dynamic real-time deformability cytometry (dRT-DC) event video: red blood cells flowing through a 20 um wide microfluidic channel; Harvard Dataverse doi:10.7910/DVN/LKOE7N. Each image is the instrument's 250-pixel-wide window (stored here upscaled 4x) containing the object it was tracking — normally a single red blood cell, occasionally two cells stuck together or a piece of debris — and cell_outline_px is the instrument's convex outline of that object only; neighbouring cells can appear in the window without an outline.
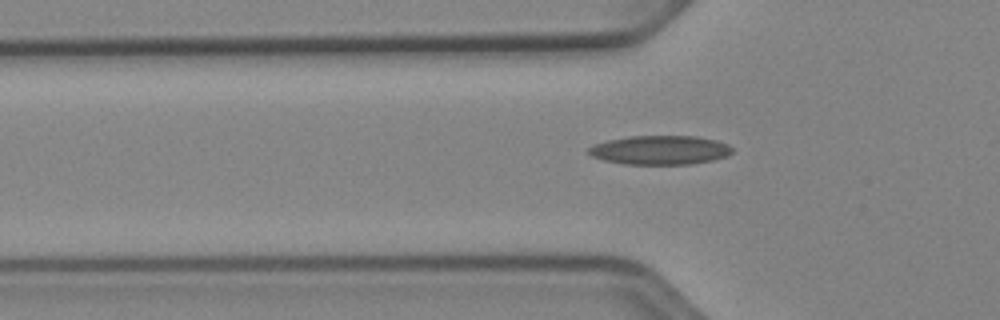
{"species": "Egyptian fruit bat (a non-hibernating species)", "species_latin": "Rousettus aegyptiacus", "temperature_condition": "cold", "stored_images_in_passage": 32, "camera_frame_rate_fps": 3000, "um_per_image_px": 0.085, "animal": {"sex": "female"}, "frame": {"image": 1, "passage_image": 3, "time_ms": 0.667, "image_size_px": [1000, 320], "cell_outline_px": [[732, 152], [728, 156], [712, 160], [692, 164], [624, 164], [604, 160], [592, 156], [584, 152], [592, 144], [608, 140], [628, 136], [696, 136], [716, 140], [728, 144], [732, 148]], "centroid_in_image_um": [56.07, 12.75], "position_along_channel_um": 69.7, "area_um2": 24.51}}
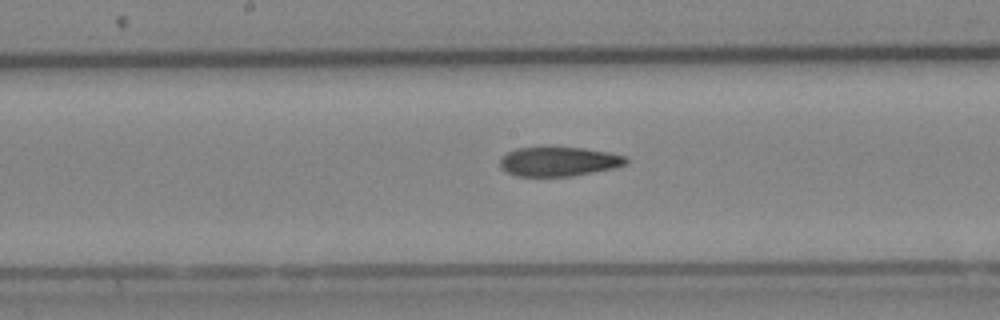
{"frame": {"image": 2, "passage_image": 13, "time_ms": 4.0, "image_size_px": [1000, 320], "cell_outline_px": [[628, 164], [616, 168], [572, 176], [516, 176], [500, 168], [500, 156], [516, 148], [584, 148], [608, 152], [628, 156]], "centroid_in_image_um": [47.53, 13.74], "position_along_channel_um": 200.7, "area_um2": 21.62}}
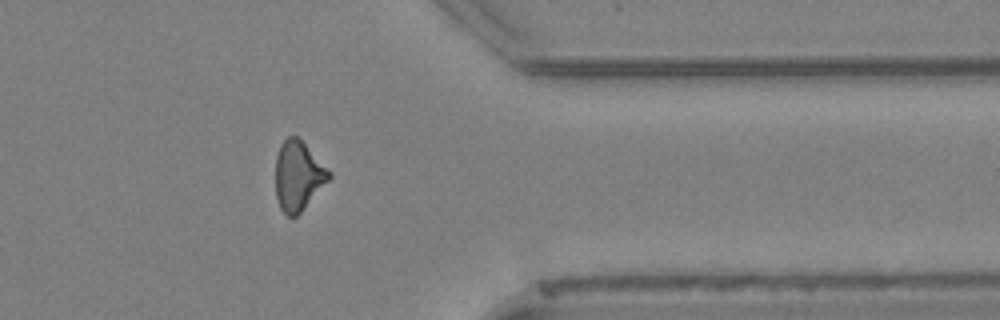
{"frame": {"image": 3, "passage_image": 28, "time_ms": 9.0, "image_size_px": [1000, 320], "cell_outline_px": [[332, 176], [300, 212], [296, 216], [288, 216], [280, 208], [276, 196], [276, 156], [280, 144], [288, 136], [296, 136], [332, 172]], "centroid_in_image_um": [25.33, 14.94], "position_along_channel_um": 386.1, "area_um2": 21.27}}